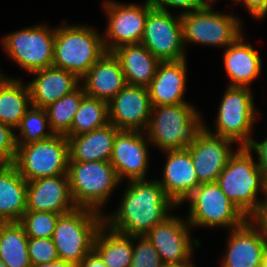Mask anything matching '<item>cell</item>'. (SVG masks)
Instances as JSON below:
<instances>
[{
    "label": "cell",
    "instance_id": "obj_1",
    "mask_svg": "<svg viewBox=\"0 0 267 267\" xmlns=\"http://www.w3.org/2000/svg\"><path fill=\"white\" fill-rule=\"evenodd\" d=\"M124 192L117 211L103 216V224L124 235L145 236L170 216L169 209L177 206L156 179L130 180Z\"/></svg>",
    "mask_w": 267,
    "mask_h": 267
},
{
    "label": "cell",
    "instance_id": "obj_2",
    "mask_svg": "<svg viewBox=\"0 0 267 267\" xmlns=\"http://www.w3.org/2000/svg\"><path fill=\"white\" fill-rule=\"evenodd\" d=\"M251 152L247 146H240L217 180L223 193L248 219H253L260 211L257 194L260 189L264 191L265 179Z\"/></svg>",
    "mask_w": 267,
    "mask_h": 267
},
{
    "label": "cell",
    "instance_id": "obj_3",
    "mask_svg": "<svg viewBox=\"0 0 267 267\" xmlns=\"http://www.w3.org/2000/svg\"><path fill=\"white\" fill-rule=\"evenodd\" d=\"M200 117L188 103L152 106L145 136L163 151L186 149L205 128Z\"/></svg>",
    "mask_w": 267,
    "mask_h": 267
},
{
    "label": "cell",
    "instance_id": "obj_4",
    "mask_svg": "<svg viewBox=\"0 0 267 267\" xmlns=\"http://www.w3.org/2000/svg\"><path fill=\"white\" fill-rule=\"evenodd\" d=\"M106 52L103 36L88 26L66 25L55 28L52 66L82 79Z\"/></svg>",
    "mask_w": 267,
    "mask_h": 267
},
{
    "label": "cell",
    "instance_id": "obj_5",
    "mask_svg": "<svg viewBox=\"0 0 267 267\" xmlns=\"http://www.w3.org/2000/svg\"><path fill=\"white\" fill-rule=\"evenodd\" d=\"M103 216L92 209L79 207L60 215L52 237L59 259L77 267L93 249Z\"/></svg>",
    "mask_w": 267,
    "mask_h": 267
},
{
    "label": "cell",
    "instance_id": "obj_6",
    "mask_svg": "<svg viewBox=\"0 0 267 267\" xmlns=\"http://www.w3.org/2000/svg\"><path fill=\"white\" fill-rule=\"evenodd\" d=\"M67 175L76 207L102 213L100 208L120 183L109 161H68Z\"/></svg>",
    "mask_w": 267,
    "mask_h": 267
},
{
    "label": "cell",
    "instance_id": "obj_7",
    "mask_svg": "<svg viewBox=\"0 0 267 267\" xmlns=\"http://www.w3.org/2000/svg\"><path fill=\"white\" fill-rule=\"evenodd\" d=\"M69 142L65 135L54 134L50 138L27 145H17L13 165L27 181L67 174Z\"/></svg>",
    "mask_w": 267,
    "mask_h": 267
},
{
    "label": "cell",
    "instance_id": "obj_8",
    "mask_svg": "<svg viewBox=\"0 0 267 267\" xmlns=\"http://www.w3.org/2000/svg\"><path fill=\"white\" fill-rule=\"evenodd\" d=\"M190 202L187 221L191 228L226 227L230 231L248 218L228 199L217 182L201 183L185 200Z\"/></svg>",
    "mask_w": 267,
    "mask_h": 267
},
{
    "label": "cell",
    "instance_id": "obj_9",
    "mask_svg": "<svg viewBox=\"0 0 267 267\" xmlns=\"http://www.w3.org/2000/svg\"><path fill=\"white\" fill-rule=\"evenodd\" d=\"M211 5L180 15L184 46L191 42L227 48L243 34L238 17L214 12Z\"/></svg>",
    "mask_w": 267,
    "mask_h": 267
},
{
    "label": "cell",
    "instance_id": "obj_10",
    "mask_svg": "<svg viewBox=\"0 0 267 267\" xmlns=\"http://www.w3.org/2000/svg\"><path fill=\"white\" fill-rule=\"evenodd\" d=\"M252 92L248 87H227L222 98L216 118V131L212 134L238 142L240 146H248L252 139L253 123L256 111Z\"/></svg>",
    "mask_w": 267,
    "mask_h": 267
},
{
    "label": "cell",
    "instance_id": "obj_11",
    "mask_svg": "<svg viewBox=\"0 0 267 267\" xmlns=\"http://www.w3.org/2000/svg\"><path fill=\"white\" fill-rule=\"evenodd\" d=\"M55 29L37 25L20 29L3 37L8 56L31 73L52 66Z\"/></svg>",
    "mask_w": 267,
    "mask_h": 267
},
{
    "label": "cell",
    "instance_id": "obj_12",
    "mask_svg": "<svg viewBox=\"0 0 267 267\" xmlns=\"http://www.w3.org/2000/svg\"><path fill=\"white\" fill-rule=\"evenodd\" d=\"M160 61L186 59L180 15L153 7L148 12L143 38L140 42Z\"/></svg>",
    "mask_w": 267,
    "mask_h": 267
},
{
    "label": "cell",
    "instance_id": "obj_13",
    "mask_svg": "<svg viewBox=\"0 0 267 267\" xmlns=\"http://www.w3.org/2000/svg\"><path fill=\"white\" fill-rule=\"evenodd\" d=\"M103 3L109 19L103 37L106 51L112 52L122 45L140 43L148 12L154 7L152 3L149 0L143 5L120 4L112 0Z\"/></svg>",
    "mask_w": 267,
    "mask_h": 267
},
{
    "label": "cell",
    "instance_id": "obj_14",
    "mask_svg": "<svg viewBox=\"0 0 267 267\" xmlns=\"http://www.w3.org/2000/svg\"><path fill=\"white\" fill-rule=\"evenodd\" d=\"M190 227L188 221L171 215L145 235L158 251L164 265L190 261L193 246L200 245L197 239L190 240Z\"/></svg>",
    "mask_w": 267,
    "mask_h": 267
},
{
    "label": "cell",
    "instance_id": "obj_15",
    "mask_svg": "<svg viewBox=\"0 0 267 267\" xmlns=\"http://www.w3.org/2000/svg\"><path fill=\"white\" fill-rule=\"evenodd\" d=\"M152 110L148 87L126 85L109 102V123L120 130H146Z\"/></svg>",
    "mask_w": 267,
    "mask_h": 267
},
{
    "label": "cell",
    "instance_id": "obj_16",
    "mask_svg": "<svg viewBox=\"0 0 267 267\" xmlns=\"http://www.w3.org/2000/svg\"><path fill=\"white\" fill-rule=\"evenodd\" d=\"M233 140L210 133L204 128L186 149L200 183L217 182L230 156L234 153Z\"/></svg>",
    "mask_w": 267,
    "mask_h": 267
},
{
    "label": "cell",
    "instance_id": "obj_17",
    "mask_svg": "<svg viewBox=\"0 0 267 267\" xmlns=\"http://www.w3.org/2000/svg\"><path fill=\"white\" fill-rule=\"evenodd\" d=\"M140 130H120L114 139L110 163L122 182L144 179L148 169V145Z\"/></svg>",
    "mask_w": 267,
    "mask_h": 267
},
{
    "label": "cell",
    "instance_id": "obj_18",
    "mask_svg": "<svg viewBox=\"0 0 267 267\" xmlns=\"http://www.w3.org/2000/svg\"><path fill=\"white\" fill-rule=\"evenodd\" d=\"M257 227V228H256ZM228 238V247L221 267H261L267 239L262 228L253 219L232 229Z\"/></svg>",
    "mask_w": 267,
    "mask_h": 267
},
{
    "label": "cell",
    "instance_id": "obj_19",
    "mask_svg": "<svg viewBox=\"0 0 267 267\" xmlns=\"http://www.w3.org/2000/svg\"><path fill=\"white\" fill-rule=\"evenodd\" d=\"M76 207L67 174L27 182V211L65 214Z\"/></svg>",
    "mask_w": 267,
    "mask_h": 267
},
{
    "label": "cell",
    "instance_id": "obj_20",
    "mask_svg": "<svg viewBox=\"0 0 267 267\" xmlns=\"http://www.w3.org/2000/svg\"><path fill=\"white\" fill-rule=\"evenodd\" d=\"M163 176L158 183L166 195L179 206L201 184L197 178L192 163V157L187 149L168 150Z\"/></svg>",
    "mask_w": 267,
    "mask_h": 267
},
{
    "label": "cell",
    "instance_id": "obj_21",
    "mask_svg": "<svg viewBox=\"0 0 267 267\" xmlns=\"http://www.w3.org/2000/svg\"><path fill=\"white\" fill-rule=\"evenodd\" d=\"M86 95L109 102L126 85L118 58L113 52H105L81 79Z\"/></svg>",
    "mask_w": 267,
    "mask_h": 267
},
{
    "label": "cell",
    "instance_id": "obj_22",
    "mask_svg": "<svg viewBox=\"0 0 267 267\" xmlns=\"http://www.w3.org/2000/svg\"><path fill=\"white\" fill-rule=\"evenodd\" d=\"M37 77L27 85L30 90L31 106L46 108L61 97L75 91L81 82L74 74L50 66L31 72Z\"/></svg>",
    "mask_w": 267,
    "mask_h": 267
},
{
    "label": "cell",
    "instance_id": "obj_23",
    "mask_svg": "<svg viewBox=\"0 0 267 267\" xmlns=\"http://www.w3.org/2000/svg\"><path fill=\"white\" fill-rule=\"evenodd\" d=\"M186 59L161 61L148 86L152 106L187 103L183 96L186 89Z\"/></svg>",
    "mask_w": 267,
    "mask_h": 267
},
{
    "label": "cell",
    "instance_id": "obj_24",
    "mask_svg": "<svg viewBox=\"0 0 267 267\" xmlns=\"http://www.w3.org/2000/svg\"><path fill=\"white\" fill-rule=\"evenodd\" d=\"M243 34L224 52V65L230 87H249L261 73V58L258 51L244 43Z\"/></svg>",
    "mask_w": 267,
    "mask_h": 267
},
{
    "label": "cell",
    "instance_id": "obj_25",
    "mask_svg": "<svg viewBox=\"0 0 267 267\" xmlns=\"http://www.w3.org/2000/svg\"><path fill=\"white\" fill-rule=\"evenodd\" d=\"M120 129L113 124L78 136H66L69 142L68 161H110L114 139Z\"/></svg>",
    "mask_w": 267,
    "mask_h": 267
},
{
    "label": "cell",
    "instance_id": "obj_26",
    "mask_svg": "<svg viewBox=\"0 0 267 267\" xmlns=\"http://www.w3.org/2000/svg\"><path fill=\"white\" fill-rule=\"evenodd\" d=\"M27 211V181L13 164H0V222H19Z\"/></svg>",
    "mask_w": 267,
    "mask_h": 267
},
{
    "label": "cell",
    "instance_id": "obj_27",
    "mask_svg": "<svg viewBox=\"0 0 267 267\" xmlns=\"http://www.w3.org/2000/svg\"><path fill=\"white\" fill-rule=\"evenodd\" d=\"M128 85L148 87L161 62L143 44L122 45L114 49Z\"/></svg>",
    "mask_w": 267,
    "mask_h": 267
},
{
    "label": "cell",
    "instance_id": "obj_28",
    "mask_svg": "<svg viewBox=\"0 0 267 267\" xmlns=\"http://www.w3.org/2000/svg\"><path fill=\"white\" fill-rule=\"evenodd\" d=\"M30 105L28 85H23L19 79L0 74V122L15 130L26 111L31 108Z\"/></svg>",
    "mask_w": 267,
    "mask_h": 267
},
{
    "label": "cell",
    "instance_id": "obj_29",
    "mask_svg": "<svg viewBox=\"0 0 267 267\" xmlns=\"http://www.w3.org/2000/svg\"><path fill=\"white\" fill-rule=\"evenodd\" d=\"M134 236L121 234L103 224L94 239L93 249L107 267H130Z\"/></svg>",
    "mask_w": 267,
    "mask_h": 267
},
{
    "label": "cell",
    "instance_id": "obj_30",
    "mask_svg": "<svg viewBox=\"0 0 267 267\" xmlns=\"http://www.w3.org/2000/svg\"><path fill=\"white\" fill-rule=\"evenodd\" d=\"M0 259L7 267H32L28 237L19 222H0Z\"/></svg>",
    "mask_w": 267,
    "mask_h": 267
},
{
    "label": "cell",
    "instance_id": "obj_31",
    "mask_svg": "<svg viewBox=\"0 0 267 267\" xmlns=\"http://www.w3.org/2000/svg\"><path fill=\"white\" fill-rule=\"evenodd\" d=\"M109 123L108 102L85 95L75 113L71 130L65 136H78Z\"/></svg>",
    "mask_w": 267,
    "mask_h": 267
},
{
    "label": "cell",
    "instance_id": "obj_32",
    "mask_svg": "<svg viewBox=\"0 0 267 267\" xmlns=\"http://www.w3.org/2000/svg\"><path fill=\"white\" fill-rule=\"evenodd\" d=\"M82 86L72 93L65 95L46 108L50 130L54 134L66 135L71 130V125L82 98L85 96Z\"/></svg>",
    "mask_w": 267,
    "mask_h": 267
},
{
    "label": "cell",
    "instance_id": "obj_33",
    "mask_svg": "<svg viewBox=\"0 0 267 267\" xmlns=\"http://www.w3.org/2000/svg\"><path fill=\"white\" fill-rule=\"evenodd\" d=\"M25 113V116L21 119L19 126L21 138H16L17 145H27L34 142H39L43 139L50 138L54 133L49 130L45 131V128H49L47 112L44 108H38L31 106Z\"/></svg>",
    "mask_w": 267,
    "mask_h": 267
},
{
    "label": "cell",
    "instance_id": "obj_34",
    "mask_svg": "<svg viewBox=\"0 0 267 267\" xmlns=\"http://www.w3.org/2000/svg\"><path fill=\"white\" fill-rule=\"evenodd\" d=\"M61 214L53 212L26 211L19 223L28 238H52Z\"/></svg>",
    "mask_w": 267,
    "mask_h": 267
},
{
    "label": "cell",
    "instance_id": "obj_35",
    "mask_svg": "<svg viewBox=\"0 0 267 267\" xmlns=\"http://www.w3.org/2000/svg\"><path fill=\"white\" fill-rule=\"evenodd\" d=\"M133 257L130 267H164L158 251L146 236H134Z\"/></svg>",
    "mask_w": 267,
    "mask_h": 267
},
{
    "label": "cell",
    "instance_id": "obj_36",
    "mask_svg": "<svg viewBox=\"0 0 267 267\" xmlns=\"http://www.w3.org/2000/svg\"><path fill=\"white\" fill-rule=\"evenodd\" d=\"M28 254L32 266L59 259L52 238H28Z\"/></svg>",
    "mask_w": 267,
    "mask_h": 267
},
{
    "label": "cell",
    "instance_id": "obj_37",
    "mask_svg": "<svg viewBox=\"0 0 267 267\" xmlns=\"http://www.w3.org/2000/svg\"><path fill=\"white\" fill-rule=\"evenodd\" d=\"M14 129L0 122V164H13L17 143Z\"/></svg>",
    "mask_w": 267,
    "mask_h": 267
},
{
    "label": "cell",
    "instance_id": "obj_38",
    "mask_svg": "<svg viewBox=\"0 0 267 267\" xmlns=\"http://www.w3.org/2000/svg\"><path fill=\"white\" fill-rule=\"evenodd\" d=\"M152 5L158 9L168 11V7L181 8L182 13L194 11L206 7L208 5L206 0H149ZM168 6V7H167Z\"/></svg>",
    "mask_w": 267,
    "mask_h": 267
},
{
    "label": "cell",
    "instance_id": "obj_39",
    "mask_svg": "<svg viewBox=\"0 0 267 267\" xmlns=\"http://www.w3.org/2000/svg\"><path fill=\"white\" fill-rule=\"evenodd\" d=\"M250 150H254L258 155L257 164L264 172V175H267V137L262 142H257L252 139L251 143L247 146Z\"/></svg>",
    "mask_w": 267,
    "mask_h": 267
},
{
    "label": "cell",
    "instance_id": "obj_40",
    "mask_svg": "<svg viewBox=\"0 0 267 267\" xmlns=\"http://www.w3.org/2000/svg\"><path fill=\"white\" fill-rule=\"evenodd\" d=\"M243 2L248 12L254 18H263L267 15V0H236L235 3Z\"/></svg>",
    "mask_w": 267,
    "mask_h": 267
},
{
    "label": "cell",
    "instance_id": "obj_41",
    "mask_svg": "<svg viewBox=\"0 0 267 267\" xmlns=\"http://www.w3.org/2000/svg\"><path fill=\"white\" fill-rule=\"evenodd\" d=\"M77 267H107L100 255L92 249L86 254Z\"/></svg>",
    "mask_w": 267,
    "mask_h": 267
},
{
    "label": "cell",
    "instance_id": "obj_42",
    "mask_svg": "<svg viewBox=\"0 0 267 267\" xmlns=\"http://www.w3.org/2000/svg\"><path fill=\"white\" fill-rule=\"evenodd\" d=\"M253 220L262 228L264 236L267 239V207H260L259 213Z\"/></svg>",
    "mask_w": 267,
    "mask_h": 267
},
{
    "label": "cell",
    "instance_id": "obj_43",
    "mask_svg": "<svg viewBox=\"0 0 267 267\" xmlns=\"http://www.w3.org/2000/svg\"><path fill=\"white\" fill-rule=\"evenodd\" d=\"M32 267H75V266H73L69 262H66L65 260L58 259L56 261L49 262V263L37 264Z\"/></svg>",
    "mask_w": 267,
    "mask_h": 267
},
{
    "label": "cell",
    "instance_id": "obj_44",
    "mask_svg": "<svg viewBox=\"0 0 267 267\" xmlns=\"http://www.w3.org/2000/svg\"><path fill=\"white\" fill-rule=\"evenodd\" d=\"M264 194H265V200H262L261 201V205L260 207H267V175L265 176V179H264Z\"/></svg>",
    "mask_w": 267,
    "mask_h": 267
},
{
    "label": "cell",
    "instance_id": "obj_45",
    "mask_svg": "<svg viewBox=\"0 0 267 267\" xmlns=\"http://www.w3.org/2000/svg\"><path fill=\"white\" fill-rule=\"evenodd\" d=\"M192 259L186 263H181V264H173V265H164V267H195L192 264Z\"/></svg>",
    "mask_w": 267,
    "mask_h": 267
},
{
    "label": "cell",
    "instance_id": "obj_46",
    "mask_svg": "<svg viewBox=\"0 0 267 267\" xmlns=\"http://www.w3.org/2000/svg\"><path fill=\"white\" fill-rule=\"evenodd\" d=\"M261 267H267V247L264 250V254L261 261Z\"/></svg>",
    "mask_w": 267,
    "mask_h": 267
},
{
    "label": "cell",
    "instance_id": "obj_47",
    "mask_svg": "<svg viewBox=\"0 0 267 267\" xmlns=\"http://www.w3.org/2000/svg\"><path fill=\"white\" fill-rule=\"evenodd\" d=\"M0 267H7L1 259H0Z\"/></svg>",
    "mask_w": 267,
    "mask_h": 267
},
{
    "label": "cell",
    "instance_id": "obj_48",
    "mask_svg": "<svg viewBox=\"0 0 267 267\" xmlns=\"http://www.w3.org/2000/svg\"><path fill=\"white\" fill-rule=\"evenodd\" d=\"M208 4L213 3L215 0H206Z\"/></svg>",
    "mask_w": 267,
    "mask_h": 267
}]
</instances>
